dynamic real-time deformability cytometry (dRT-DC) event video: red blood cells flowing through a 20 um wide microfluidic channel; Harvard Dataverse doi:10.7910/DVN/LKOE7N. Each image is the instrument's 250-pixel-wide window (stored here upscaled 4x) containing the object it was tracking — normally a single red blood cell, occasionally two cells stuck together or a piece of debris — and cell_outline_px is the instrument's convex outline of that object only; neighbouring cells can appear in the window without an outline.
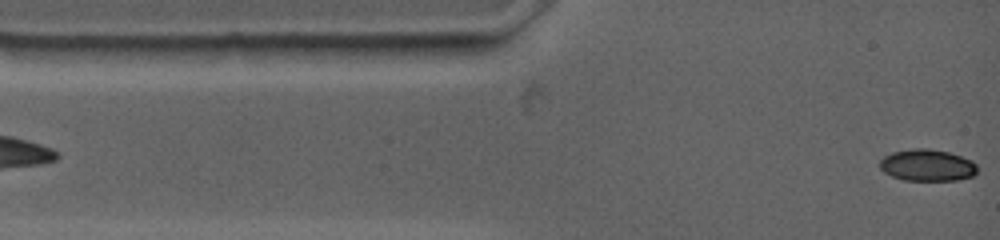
{"species": "common noctule bat (a hibernating species)", "species_latin": "Nyctalus noctula", "temperature_condition": "warm", "stored_images_in_passage": 3, "camera_frame_rate_fps": 4500, "um_per_image_px": 0.085, "animal": {"sex": "female", "body_mass_g": 19.0, "forearm_length_mm": 53.3}, "frame": {"image": 1, "passage_image": 1, "time_ms": 0.0, "image_size_px": [1000, 240], "cell_outline_px": [[976, 172], [972, 176], [956, 180], [904, 180], [892, 176], [884, 172], [880, 168], [880, 160], [884, 156], [892, 152], [912, 148], [928, 148], [948, 152], [972, 160], [976, 164]], "centroid_in_image_um": [78.8, 14.04], "position_along_channel_um": 6.2, "area_um2": 17.98}}
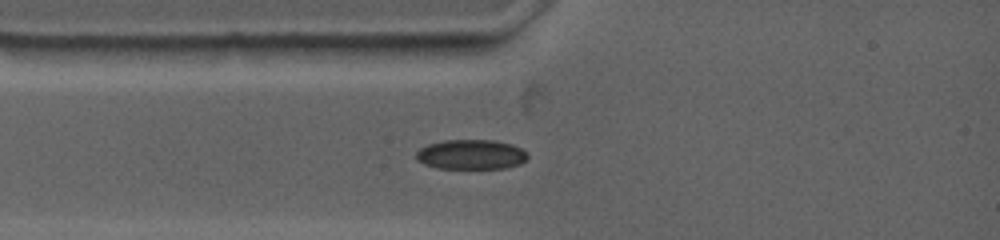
{"frame": {"image": 2, "passage_image": 3, "time_ms": 2.222, "image_size_px": [1000, 240], "cell_outline_px": [[528, 156], [520, 164], [504, 168], [440, 168], [424, 164], [416, 156], [416, 152], [420, 148], [428, 144], [444, 140], [492, 140], [512, 144], [520, 148]], "centroid_in_image_um": [40.03, 13.12], "position_along_channel_um": 45.0, "area_um2": 19.07}}